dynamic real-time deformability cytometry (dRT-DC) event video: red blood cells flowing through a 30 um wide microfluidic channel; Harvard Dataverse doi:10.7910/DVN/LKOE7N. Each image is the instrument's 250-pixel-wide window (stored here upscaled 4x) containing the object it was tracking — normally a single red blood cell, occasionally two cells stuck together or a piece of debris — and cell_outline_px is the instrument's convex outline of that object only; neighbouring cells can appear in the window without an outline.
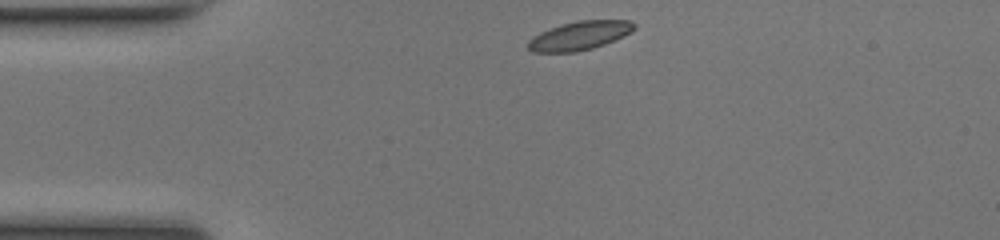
{"species": "common noctule bat (a hibernating species)", "species_latin": "Nyctalus noctula", "temperature_condition": "room temperature", "stored_images_in_passage": 31, "camera_frame_rate_fps": 3000, "um_per_image_px": 0.085, "animal": {"sex": "female", "body_mass_g": 17.0, "forearm_length_mm": 48.0}, "frame": {"image": 1, "passage_image": 1, "time_ms": 0.0, "image_size_px": [1000, 240], "cell_outline_px": [[636, 28], [632, 32], [624, 36], [604, 44], [592, 48], [576, 52], [532, 52], [528, 48], [528, 40], [532, 36], [540, 32], [560, 24], [576, 20], [628, 20], [636, 24]], "centroid_in_image_um": [49.26, 3.02], "position_along_channel_um": 35.7, "area_um2": 17.92}}
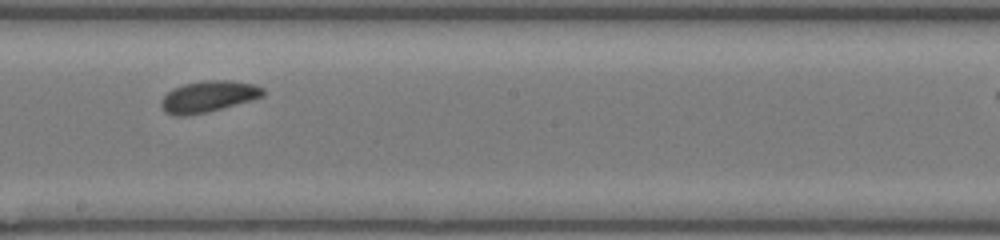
{"frame": {"image": 2, "passage_image": 18, "time_ms": 5.667, "image_size_px": [1000, 240], "cell_outline_px": [[264, 96], [252, 100], [204, 112], [184, 116], [176, 116], [164, 112], [160, 104], [160, 100], [168, 92], [184, 84], [204, 80], [228, 80], [252, 84], [264, 88]], "centroid_in_image_um": [17.69, 8.2], "position_along_channel_um": 230.5, "area_um2": 18.32}}
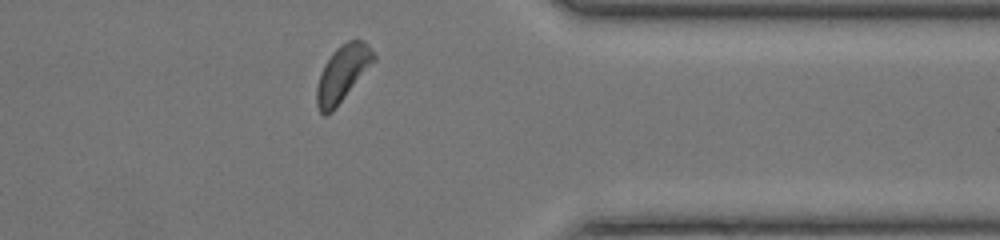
{"frame": {"image": 3, "passage_image": 30, "time_ms": 9.667, "image_size_px": [1000, 240], "cell_outline_px": [[376, 60], [332, 112], [324, 116], [320, 112], [316, 104], [316, 88], [320, 72], [324, 64], [332, 52], [340, 44], [348, 40], [364, 40], [368, 44], [376, 56]], "centroid_in_image_um": [29.11, 6.23], "position_along_channel_um": 382.3, "area_um2": 18.79}}